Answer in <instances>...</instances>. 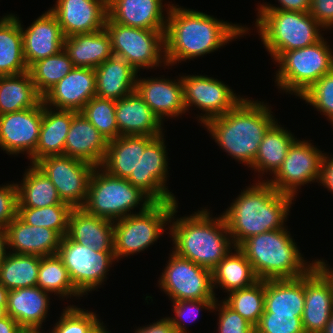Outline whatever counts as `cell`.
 <instances>
[{"label": "cell", "instance_id": "5", "mask_svg": "<svg viewBox=\"0 0 333 333\" xmlns=\"http://www.w3.org/2000/svg\"><path fill=\"white\" fill-rule=\"evenodd\" d=\"M238 248L252 264L259 280L299 278L320 261L310 263L304 259L287 227L253 235Z\"/></svg>", "mask_w": 333, "mask_h": 333}, {"label": "cell", "instance_id": "4", "mask_svg": "<svg viewBox=\"0 0 333 333\" xmlns=\"http://www.w3.org/2000/svg\"><path fill=\"white\" fill-rule=\"evenodd\" d=\"M177 209L178 204L171 214L167 232L174 245L171 251L212 271L235 247L223 215L212 217L210 209L204 207L189 216L176 218Z\"/></svg>", "mask_w": 333, "mask_h": 333}, {"label": "cell", "instance_id": "54", "mask_svg": "<svg viewBox=\"0 0 333 333\" xmlns=\"http://www.w3.org/2000/svg\"><path fill=\"white\" fill-rule=\"evenodd\" d=\"M330 156L324 154L319 183L333 194V155Z\"/></svg>", "mask_w": 333, "mask_h": 333}, {"label": "cell", "instance_id": "12", "mask_svg": "<svg viewBox=\"0 0 333 333\" xmlns=\"http://www.w3.org/2000/svg\"><path fill=\"white\" fill-rule=\"evenodd\" d=\"M166 267L158 278L159 287L171 298L180 300H217L213 288L212 271L170 253Z\"/></svg>", "mask_w": 333, "mask_h": 333}, {"label": "cell", "instance_id": "55", "mask_svg": "<svg viewBox=\"0 0 333 333\" xmlns=\"http://www.w3.org/2000/svg\"><path fill=\"white\" fill-rule=\"evenodd\" d=\"M23 328L9 315L0 320V333H20Z\"/></svg>", "mask_w": 333, "mask_h": 333}, {"label": "cell", "instance_id": "24", "mask_svg": "<svg viewBox=\"0 0 333 333\" xmlns=\"http://www.w3.org/2000/svg\"><path fill=\"white\" fill-rule=\"evenodd\" d=\"M7 246L11 253L38 256L56 255L62 236L49 228L32 226L18 216L5 228Z\"/></svg>", "mask_w": 333, "mask_h": 333}, {"label": "cell", "instance_id": "41", "mask_svg": "<svg viewBox=\"0 0 333 333\" xmlns=\"http://www.w3.org/2000/svg\"><path fill=\"white\" fill-rule=\"evenodd\" d=\"M73 63L62 49L57 54L33 63L28 72L36 91L43 96L51 87L62 80L72 69Z\"/></svg>", "mask_w": 333, "mask_h": 333}, {"label": "cell", "instance_id": "22", "mask_svg": "<svg viewBox=\"0 0 333 333\" xmlns=\"http://www.w3.org/2000/svg\"><path fill=\"white\" fill-rule=\"evenodd\" d=\"M19 23L28 68L33 63L57 54L63 49L65 37L57 18L50 10L37 17L27 28H23L24 25L20 20Z\"/></svg>", "mask_w": 333, "mask_h": 333}, {"label": "cell", "instance_id": "28", "mask_svg": "<svg viewBox=\"0 0 333 333\" xmlns=\"http://www.w3.org/2000/svg\"><path fill=\"white\" fill-rule=\"evenodd\" d=\"M113 232L111 220L92 215L82 207L70 211L67 236L80 245L98 251H113Z\"/></svg>", "mask_w": 333, "mask_h": 333}, {"label": "cell", "instance_id": "29", "mask_svg": "<svg viewBox=\"0 0 333 333\" xmlns=\"http://www.w3.org/2000/svg\"><path fill=\"white\" fill-rule=\"evenodd\" d=\"M154 138L129 135L108 141L106 154L100 167L112 176L127 179L132 171L138 169L140 155Z\"/></svg>", "mask_w": 333, "mask_h": 333}, {"label": "cell", "instance_id": "44", "mask_svg": "<svg viewBox=\"0 0 333 333\" xmlns=\"http://www.w3.org/2000/svg\"><path fill=\"white\" fill-rule=\"evenodd\" d=\"M80 112L107 141L118 138L115 100L95 96L85 104Z\"/></svg>", "mask_w": 333, "mask_h": 333}, {"label": "cell", "instance_id": "45", "mask_svg": "<svg viewBox=\"0 0 333 333\" xmlns=\"http://www.w3.org/2000/svg\"><path fill=\"white\" fill-rule=\"evenodd\" d=\"M96 312L67 305L49 333H91L101 322Z\"/></svg>", "mask_w": 333, "mask_h": 333}, {"label": "cell", "instance_id": "38", "mask_svg": "<svg viewBox=\"0 0 333 333\" xmlns=\"http://www.w3.org/2000/svg\"><path fill=\"white\" fill-rule=\"evenodd\" d=\"M41 101L28 71L0 76V115L36 107Z\"/></svg>", "mask_w": 333, "mask_h": 333}, {"label": "cell", "instance_id": "20", "mask_svg": "<svg viewBox=\"0 0 333 333\" xmlns=\"http://www.w3.org/2000/svg\"><path fill=\"white\" fill-rule=\"evenodd\" d=\"M96 96V77L93 68L73 67L43 96L44 105L59 110L80 112Z\"/></svg>", "mask_w": 333, "mask_h": 333}, {"label": "cell", "instance_id": "32", "mask_svg": "<svg viewBox=\"0 0 333 333\" xmlns=\"http://www.w3.org/2000/svg\"><path fill=\"white\" fill-rule=\"evenodd\" d=\"M74 111L59 110L43 103L39 140L34 151V164L48 156L64 155V147Z\"/></svg>", "mask_w": 333, "mask_h": 333}, {"label": "cell", "instance_id": "53", "mask_svg": "<svg viewBox=\"0 0 333 333\" xmlns=\"http://www.w3.org/2000/svg\"><path fill=\"white\" fill-rule=\"evenodd\" d=\"M135 333H176L169 317L162 318L149 325L138 327Z\"/></svg>", "mask_w": 333, "mask_h": 333}, {"label": "cell", "instance_id": "61", "mask_svg": "<svg viewBox=\"0 0 333 333\" xmlns=\"http://www.w3.org/2000/svg\"><path fill=\"white\" fill-rule=\"evenodd\" d=\"M7 306H0V320L7 317Z\"/></svg>", "mask_w": 333, "mask_h": 333}, {"label": "cell", "instance_id": "3", "mask_svg": "<svg viewBox=\"0 0 333 333\" xmlns=\"http://www.w3.org/2000/svg\"><path fill=\"white\" fill-rule=\"evenodd\" d=\"M270 107L244 97L232 110L203 126L224 152L251 167L265 133L277 121Z\"/></svg>", "mask_w": 333, "mask_h": 333}, {"label": "cell", "instance_id": "58", "mask_svg": "<svg viewBox=\"0 0 333 333\" xmlns=\"http://www.w3.org/2000/svg\"><path fill=\"white\" fill-rule=\"evenodd\" d=\"M104 322H101L91 333H110L105 327V325H103Z\"/></svg>", "mask_w": 333, "mask_h": 333}, {"label": "cell", "instance_id": "7", "mask_svg": "<svg viewBox=\"0 0 333 333\" xmlns=\"http://www.w3.org/2000/svg\"><path fill=\"white\" fill-rule=\"evenodd\" d=\"M154 202L127 179L108 174L100 166L93 170L85 204L82 208L97 217L111 221L120 220L131 214L136 207L139 213Z\"/></svg>", "mask_w": 333, "mask_h": 333}, {"label": "cell", "instance_id": "48", "mask_svg": "<svg viewBox=\"0 0 333 333\" xmlns=\"http://www.w3.org/2000/svg\"><path fill=\"white\" fill-rule=\"evenodd\" d=\"M255 333H305L302 316L267 313L265 310Z\"/></svg>", "mask_w": 333, "mask_h": 333}, {"label": "cell", "instance_id": "59", "mask_svg": "<svg viewBox=\"0 0 333 333\" xmlns=\"http://www.w3.org/2000/svg\"><path fill=\"white\" fill-rule=\"evenodd\" d=\"M322 333H333V313L332 316L330 317V321L325 327V330Z\"/></svg>", "mask_w": 333, "mask_h": 333}, {"label": "cell", "instance_id": "13", "mask_svg": "<svg viewBox=\"0 0 333 333\" xmlns=\"http://www.w3.org/2000/svg\"><path fill=\"white\" fill-rule=\"evenodd\" d=\"M311 140L295 139L290 145L281 167L267 182L279 193L297 197L305 184L320 181L324 154ZM310 142V143H309Z\"/></svg>", "mask_w": 333, "mask_h": 333}, {"label": "cell", "instance_id": "57", "mask_svg": "<svg viewBox=\"0 0 333 333\" xmlns=\"http://www.w3.org/2000/svg\"><path fill=\"white\" fill-rule=\"evenodd\" d=\"M8 290L0 283V306H7Z\"/></svg>", "mask_w": 333, "mask_h": 333}, {"label": "cell", "instance_id": "6", "mask_svg": "<svg viewBox=\"0 0 333 333\" xmlns=\"http://www.w3.org/2000/svg\"><path fill=\"white\" fill-rule=\"evenodd\" d=\"M257 14L255 26L274 62L284 52L315 44L325 31L309 13L258 10Z\"/></svg>", "mask_w": 333, "mask_h": 333}, {"label": "cell", "instance_id": "30", "mask_svg": "<svg viewBox=\"0 0 333 333\" xmlns=\"http://www.w3.org/2000/svg\"><path fill=\"white\" fill-rule=\"evenodd\" d=\"M63 49L74 67L95 69L113 56L111 39L106 29L65 37Z\"/></svg>", "mask_w": 333, "mask_h": 333}, {"label": "cell", "instance_id": "10", "mask_svg": "<svg viewBox=\"0 0 333 333\" xmlns=\"http://www.w3.org/2000/svg\"><path fill=\"white\" fill-rule=\"evenodd\" d=\"M104 28L111 39L113 56L124 59L137 72L167 66L165 31L125 26L113 22L108 16Z\"/></svg>", "mask_w": 333, "mask_h": 333}, {"label": "cell", "instance_id": "18", "mask_svg": "<svg viewBox=\"0 0 333 333\" xmlns=\"http://www.w3.org/2000/svg\"><path fill=\"white\" fill-rule=\"evenodd\" d=\"M43 118V101L36 107L0 115V147L9 155L27 154L34 164Z\"/></svg>", "mask_w": 333, "mask_h": 333}, {"label": "cell", "instance_id": "60", "mask_svg": "<svg viewBox=\"0 0 333 333\" xmlns=\"http://www.w3.org/2000/svg\"><path fill=\"white\" fill-rule=\"evenodd\" d=\"M20 333H45V331L41 329H23Z\"/></svg>", "mask_w": 333, "mask_h": 333}, {"label": "cell", "instance_id": "21", "mask_svg": "<svg viewBox=\"0 0 333 333\" xmlns=\"http://www.w3.org/2000/svg\"><path fill=\"white\" fill-rule=\"evenodd\" d=\"M176 80L167 77L142 79L138 74L136 77L135 91L162 123L164 117L176 118L186 113L181 77Z\"/></svg>", "mask_w": 333, "mask_h": 333}, {"label": "cell", "instance_id": "1", "mask_svg": "<svg viewBox=\"0 0 333 333\" xmlns=\"http://www.w3.org/2000/svg\"><path fill=\"white\" fill-rule=\"evenodd\" d=\"M164 32L167 66L210 54L250 30L205 12L171 4Z\"/></svg>", "mask_w": 333, "mask_h": 333}, {"label": "cell", "instance_id": "51", "mask_svg": "<svg viewBox=\"0 0 333 333\" xmlns=\"http://www.w3.org/2000/svg\"><path fill=\"white\" fill-rule=\"evenodd\" d=\"M309 14L325 30L333 28V0H311Z\"/></svg>", "mask_w": 333, "mask_h": 333}, {"label": "cell", "instance_id": "49", "mask_svg": "<svg viewBox=\"0 0 333 333\" xmlns=\"http://www.w3.org/2000/svg\"><path fill=\"white\" fill-rule=\"evenodd\" d=\"M220 302V303H219ZM218 311V333H255V328L231 309L223 299L215 301L213 311Z\"/></svg>", "mask_w": 333, "mask_h": 333}, {"label": "cell", "instance_id": "27", "mask_svg": "<svg viewBox=\"0 0 333 333\" xmlns=\"http://www.w3.org/2000/svg\"><path fill=\"white\" fill-rule=\"evenodd\" d=\"M50 295L38 286L10 290L7 314L23 329H42L49 314Z\"/></svg>", "mask_w": 333, "mask_h": 333}, {"label": "cell", "instance_id": "16", "mask_svg": "<svg viewBox=\"0 0 333 333\" xmlns=\"http://www.w3.org/2000/svg\"><path fill=\"white\" fill-rule=\"evenodd\" d=\"M321 259L305 275V306L302 326L305 333H322L333 313V272Z\"/></svg>", "mask_w": 333, "mask_h": 333}, {"label": "cell", "instance_id": "50", "mask_svg": "<svg viewBox=\"0 0 333 333\" xmlns=\"http://www.w3.org/2000/svg\"><path fill=\"white\" fill-rule=\"evenodd\" d=\"M18 195L16 183L0 185V228H6L8 223L17 217Z\"/></svg>", "mask_w": 333, "mask_h": 333}, {"label": "cell", "instance_id": "8", "mask_svg": "<svg viewBox=\"0 0 333 333\" xmlns=\"http://www.w3.org/2000/svg\"><path fill=\"white\" fill-rule=\"evenodd\" d=\"M333 48L325 37L310 46L284 52L276 61L275 85L300 97L325 74L333 71Z\"/></svg>", "mask_w": 333, "mask_h": 333}, {"label": "cell", "instance_id": "17", "mask_svg": "<svg viewBox=\"0 0 333 333\" xmlns=\"http://www.w3.org/2000/svg\"><path fill=\"white\" fill-rule=\"evenodd\" d=\"M164 135L155 137L139 157L138 169L127 180L144 192L153 202L177 201L168 190V153Z\"/></svg>", "mask_w": 333, "mask_h": 333}, {"label": "cell", "instance_id": "42", "mask_svg": "<svg viewBox=\"0 0 333 333\" xmlns=\"http://www.w3.org/2000/svg\"><path fill=\"white\" fill-rule=\"evenodd\" d=\"M228 295L223 301L255 328L264 312L265 280L231 291Z\"/></svg>", "mask_w": 333, "mask_h": 333}, {"label": "cell", "instance_id": "25", "mask_svg": "<svg viewBox=\"0 0 333 333\" xmlns=\"http://www.w3.org/2000/svg\"><path fill=\"white\" fill-rule=\"evenodd\" d=\"M115 116L119 136L158 137L163 133L161 120L136 91L115 101Z\"/></svg>", "mask_w": 333, "mask_h": 333}, {"label": "cell", "instance_id": "15", "mask_svg": "<svg viewBox=\"0 0 333 333\" xmlns=\"http://www.w3.org/2000/svg\"><path fill=\"white\" fill-rule=\"evenodd\" d=\"M181 81L186 112L193 105L201 110L203 114L197 115L201 124L232 110L244 98L223 81L207 75H183Z\"/></svg>", "mask_w": 333, "mask_h": 333}, {"label": "cell", "instance_id": "40", "mask_svg": "<svg viewBox=\"0 0 333 333\" xmlns=\"http://www.w3.org/2000/svg\"><path fill=\"white\" fill-rule=\"evenodd\" d=\"M37 286L50 294L59 295L63 299L83 297L72 284L63 260L56 254L43 256L37 278Z\"/></svg>", "mask_w": 333, "mask_h": 333}, {"label": "cell", "instance_id": "33", "mask_svg": "<svg viewBox=\"0 0 333 333\" xmlns=\"http://www.w3.org/2000/svg\"><path fill=\"white\" fill-rule=\"evenodd\" d=\"M305 306V275L295 279L265 280L267 313L302 316Z\"/></svg>", "mask_w": 333, "mask_h": 333}, {"label": "cell", "instance_id": "35", "mask_svg": "<svg viewBox=\"0 0 333 333\" xmlns=\"http://www.w3.org/2000/svg\"><path fill=\"white\" fill-rule=\"evenodd\" d=\"M281 126L276 121L268 129L259 145L254 162L250 167L254 172L259 173L260 181H264L261 176L265 172V175H270V173L274 175L277 172L286 158L290 145L296 139L291 131L285 129L284 125L283 127Z\"/></svg>", "mask_w": 333, "mask_h": 333}, {"label": "cell", "instance_id": "56", "mask_svg": "<svg viewBox=\"0 0 333 333\" xmlns=\"http://www.w3.org/2000/svg\"><path fill=\"white\" fill-rule=\"evenodd\" d=\"M6 248H8L6 230L4 228H0V264L8 252V249Z\"/></svg>", "mask_w": 333, "mask_h": 333}, {"label": "cell", "instance_id": "36", "mask_svg": "<svg viewBox=\"0 0 333 333\" xmlns=\"http://www.w3.org/2000/svg\"><path fill=\"white\" fill-rule=\"evenodd\" d=\"M212 270L213 288L231 291L252 286L259 281L244 253L234 247Z\"/></svg>", "mask_w": 333, "mask_h": 333}, {"label": "cell", "instance_id": "23", "mask_svg": "<svg viewBox=\"0 0 333 333\" xmlns=\"http://www.w3.org/2000/svg\"><path fill=\"white\" fill-rule=\"evenodd\" d=\"M162 4L163 0H107V13L115 23L134 28L165 31L171 4H167L168 6L166 3L164 6ZM163 7L167 9L166 13Z\"/></svg>", "mask_w": 333, "mask_h": 333}, {"label": "cell", "instance_id": "34", "mask_svg": "<svg viewBox=\"0 0 333 333\" xmlns=\"http://www.w3.org/2000/svg\"><path fill=\"white\" fill-rule=\"evenodd\" d=\"M28 71L24 57L19 16L6 14L0 18V76H13Z\"/></svg>", "mask_w": 333, "mask_h": 333}, {"label": "cell", "instance_id": "19", "mask_svg": "<svg viewBox=\"0 0 333 333\" xmlns=\"http://www.w3.org/2000/svg\"><path fill=\"white\" fill-rule=\"evenodd\" d=\"M49 10L55 15L64 37L104 29L107 0H57Z\"/></svg>", "mask_w": 333, "mask_h": 333}, {"label": "cell", "instance_id": "37", "mask_svg": "<svg viewBox=\"0 0 333 333\" xmlns=\"http://www.w3.org/2000/svg\"><path fill=\"white\" fill-rule=\"evenodd\" d=\"M17 183L18 207L42 208L63 202L54 184L35 164L28 166Z\"/></svg>", "mask_w": 333, "mask_h": 333}, {"label": "cell", "instance_id": "31", "mask_svg": "<svg viewBox=\"0 0 333 333\" xmlns=\"http://www.w3.org/2000/svg\"><path fill=\"white\" fill-rule=\"evenodd\" d=\"M94 70L96 96L116 101L135 91L138 72L124 59L112 56Z\"/></svg>", "mask_w": 333, "mask_h": 333}, {"label": "cell", "instance_id": "2", "mask_svg": "<svg viewBox=\"0 0 333 333\" xmlns=\"http://www.w3.org/2000/svg\"><path fill=\"white\" fill-rule=\"evenodd\" d=\"M252 184L222 214L235 247L253 235L285 228L292 200H296L276 191L266 179Z\"/></svg>", "mask_w": 333, "mask_h": 333}, {"label": "cell", "instance_id": "52", "mask_svg": "<svg viewBox=\"0 0 333 333\" xmlns=\"http://www.w3.org/2000/svg\"><path fill=\"white\" fill-rule=\"evenodd\" d=\"M279 6L264 3L258 4L257 10H282L309 13L311 7V0H277Z\"/></svg>", "mask_w": 333, "mask_h": 333}, {"label": "cell", "instance_id": "11", "mask_svg": "<svg viewBox=\"0 0 333 333\" xmlns=\"http://www.w3.org/2000/svg\"><path fill=\"white\" fill-rule=\"evenodd\" d=\"M57 255L63 260L75 289L83 296L101 287L111 265L117 261L113 251H98L62 237ZM106 279V280H105Z\"/></svg>", "mask_w": 333, "mask_h": 333}, {"label": "cell", "instance_id": "39", "mask_svg": "<svg viewBox=\"0 0 333 333\" xmlns=\"http://www.w3.org/2000/svg\"><path fill=\"white\" fill-rule=\"evenodd\" d=\"M41 256L7 252L0 264V283L8 290L37 286Z\"/></svg>", "mask_w": 333, "mask_h": 333}, {"label": "cell", "instance_id": "46", "mask_svg": "<svg viewBox=\"0 0 333 333\" xmlns=\"http://www.w3.org/2000/svg\"><path fill=\"white\" fill-rule=\"evenodd\" d=\"M299 98L326 116L333 125V71L321 77Z\"/></svg>", "mask_w": 333, "mask_h": 333}, {"label": "cell", "instance_id": "14", "mask_svg": "<svg viewBox=\"0 0 333 333\" xmlns=\"http://www.w3.org/2000/svg\"><path fill=\"white\" fill-rule=\"evenodd\" d=\"M56 187L61 200L72 208L85 204L93 164L67 155L48 156L35 164Z\"/></svg>", "mask_w": 333, "mask_h": 333}, {"label": "cell", "instance_id": "43", "mask_svg": "<svg viewBox=\"0 0 333 333\" xmlns=\"http://www.w3.org/2000/svg\"><path fill=\"white\" fill-rule=\"evenodd\" d=\"M71 210L69 204H55L42 208L18 207L17 216L26 224L49 228L64 237L68 232Z\"/></svg>", "mask_w": 333, "mask_h": 333}, {"label": "cell", "instance_id": "26", "mask_svg": "<svg viewBox=\"0 0 333 333\" xmlns=\"http://www.w3.org/2000/svg\"><path fill=\"white\" fill-rule=\"evenodd\" d=\"M108 141L81 112L74 117L67 134L64 155L100 166L104 160Z\"/></svg>", "mask_w": 333, "mask_h": 333}, {"label": "cell", "instance_id": "9", "mask_svg": "<svg viewBox=\"0 0 333 333\" xmlns=\"http://www.w3.org/2000/svg\"><path fill=\"white\" fill-rule=\"evenodd\" d=\"M177 204L178 201L154 202L143 212L114 221L113 253L117 262L157 242L169 228L171 214Z\"/></svg>", "mask_w": 333, "mask_h": 333}, {"label": "cell", "instance_id": "47", "mask_svg": "<svg viewBox=\"0 0 333 333\" xmlns=\"http://www.w3.org/2000/svg\"><path fill=\"white\" fill-rule=\"evenodd\" d=\"M216 300H180L173 301V313L175 317H169L176 333L187 332L185 322L196 321L202 309L213 312V306Z\"/></svg>", "mask_w": 333, "mask_h": 333}]
</instances>
